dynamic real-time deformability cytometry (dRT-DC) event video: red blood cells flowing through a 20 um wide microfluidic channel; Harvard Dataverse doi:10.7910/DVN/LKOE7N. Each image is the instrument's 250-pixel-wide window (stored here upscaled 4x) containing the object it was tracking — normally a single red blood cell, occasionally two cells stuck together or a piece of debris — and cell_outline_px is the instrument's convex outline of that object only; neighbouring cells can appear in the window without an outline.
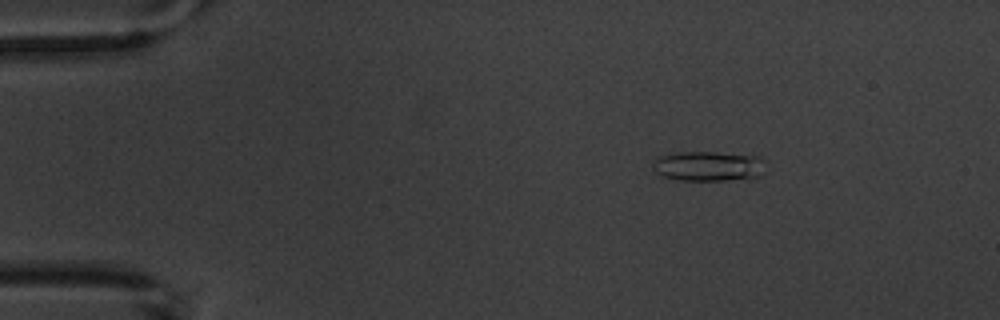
{"species": "common noctule bat (a hibernating species)", "species_latin": "Nyctalus noctula", "temperature_condition": "warm", "stored_images_in_passage": 3, "camera_frame_rate_fps": 3000, "um_per_image_px": 0.085, "animal": {"sex": "male", "body_mass_g": 20.1, "forearm_length_mm": 53.5}, "frame": {"image": 1, "passage_image": 1, "time_ms": 0.0, "image_size_px": [1000, 320], "cell_outline_px": [[764, 176], [724, 180], [680, 180], [664, 176], [656, 172], [652, 164], [656, 156], [680, 152], [716, 152], [760, 156], [764, 160]], "centroid_in_image_um": [60.24, 14.11], "position_along_channel_um": 24.8, "area_um2": 19.77}}